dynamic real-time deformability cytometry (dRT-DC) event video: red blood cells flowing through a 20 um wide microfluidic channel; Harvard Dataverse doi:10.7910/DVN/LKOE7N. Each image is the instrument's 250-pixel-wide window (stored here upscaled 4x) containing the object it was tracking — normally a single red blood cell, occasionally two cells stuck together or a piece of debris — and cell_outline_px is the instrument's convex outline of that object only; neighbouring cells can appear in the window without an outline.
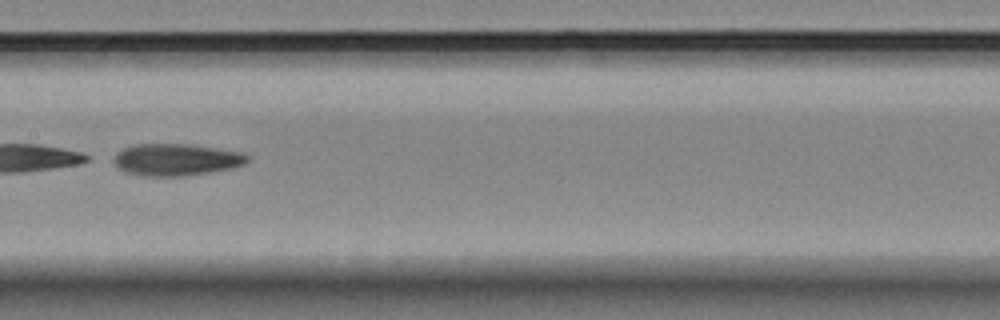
{"species": "Egyptian fruit bat (a non-hibernating species)", "species_latin": "Rousettus aegyptiacus", "temperature_condition": "room temperature", "stored_images_in_passage": 27, "camera_frame_rate_fps": 3000, "um_per_image_px": 0.085, "animal": {"sex": "female"}, "frame": {"image": 1, "passage_image": 16, "time_ms": 5.0, "image_size_px": [1000, 320], "cell_outline_px": [[248, 160], [244, 164], [232, 168], [208, 172], [180, 176], [144, 176], [128, 172], [120, 168], [112, 160], [116, 152], [132, 144], [192, 144], [244, 152], [248, 156]], "centroid_in_image_um": [14.99, 13.55], "position_along_channel_um": 192.4, "area_um2": 24.85}}